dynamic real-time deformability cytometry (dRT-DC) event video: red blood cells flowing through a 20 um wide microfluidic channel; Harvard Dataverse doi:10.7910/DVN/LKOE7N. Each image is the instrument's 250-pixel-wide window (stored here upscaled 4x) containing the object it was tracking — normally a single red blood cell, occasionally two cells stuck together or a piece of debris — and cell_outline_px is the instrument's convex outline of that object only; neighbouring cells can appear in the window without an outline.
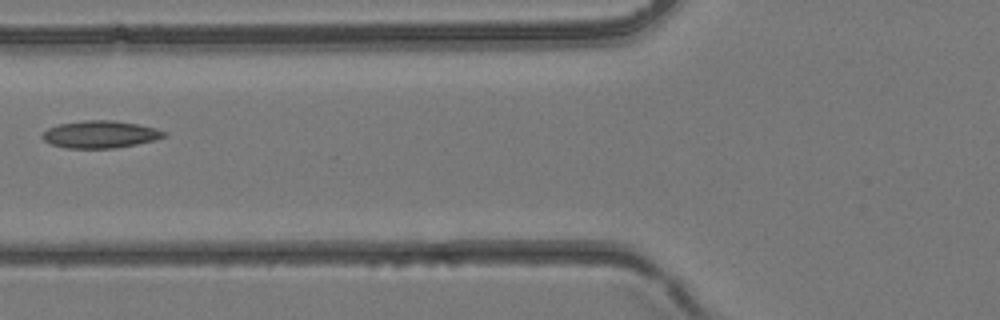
{"species": "common noctule bat (a hibernating species)", "species_latin": "Nyctalus noctula", "temperature_condition": "room temperature", "stored_images_in_passage": 5, "camera_frame_rate_fps": 3000, "um_per_image_px": 0.085, "animal": {"sex": "female", "body_mass_g": 24.6, "forearm_length_mm": 56.2}, "frame": {"image": 1, "passage_image": 5, "time_ms": 1.333, "image_size_px": [1000, 320], "cell_outline_px": [[168, 136], [156, 140], [116, 148], [68, 148], [52, 144], [44, 140], [40, 136], [48, 128], [60, 124], [84, 120], [112, 120], [136, 124], [156, 128], [168, 132]], "centroid_in_image_um": [8.57, 11.42], "position_along_channel_um": 117.2, "area_um2": 19.36}}